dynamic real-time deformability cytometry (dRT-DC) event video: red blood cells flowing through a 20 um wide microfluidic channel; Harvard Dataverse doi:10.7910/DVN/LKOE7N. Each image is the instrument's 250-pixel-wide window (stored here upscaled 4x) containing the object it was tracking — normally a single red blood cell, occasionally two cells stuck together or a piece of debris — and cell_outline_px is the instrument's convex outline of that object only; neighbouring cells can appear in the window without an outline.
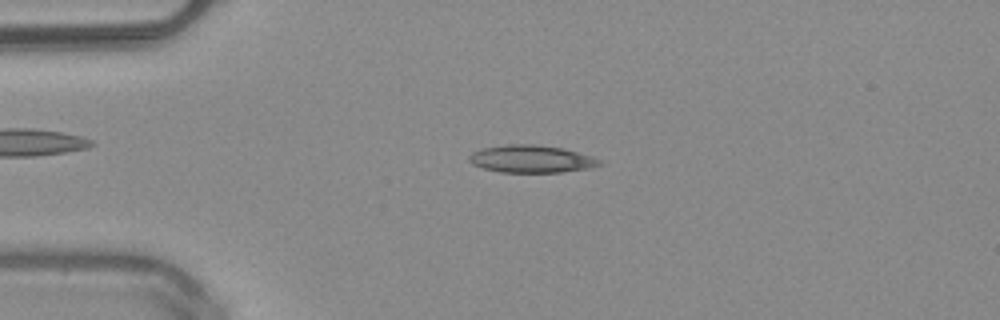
{"species": "common noctule bat (a hibernating species)", "species_latin": "Nyctalus noctula", "temperature_condition": "warm", "stored_images_in_passage": 51, "camera_frame_rate_fps": 3000, "um_per_image_px": 0.085, "animal": {"sex": "male", "body_mass_g": 20.4}, "frame": {"image": 1, "passage_image": 12, "time_ms": 3.667, "image_size_px": [1000, 320], "cell_outline_px": [[604, 164], [588, 168], [560, 172], [500, 172], [484, 168], [472, 164], [468, 160], [468, 156], [472, 152], [484, 148], [508, 144], [536, 144], [560, 148], [592, 156], [600, 160]], "centroid_in_image_um": [45.14, 13.51], "position_along_channel_um": 39.9, "area_um2": 20.69}}
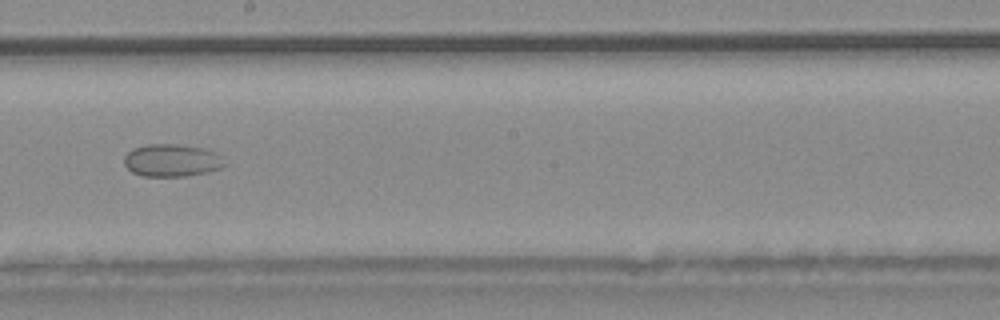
{"frame": {"image": 2, "passage_image": 29, "time_ms": 9.333, "image_size_px": [1000, 320], "cell_outline_px": [[228, 164], [220, 168], [208, 172], [184, 176], [144, 176], [132, 172], [124, 164], [124, 156], [132, 148], [148, 144], [176, 144], [204, 148], [216, 152]], "centroid_in_image_um": [14.61, 13.63], "position_along_channel_um": 233.6, "area_um2": 19.13}}
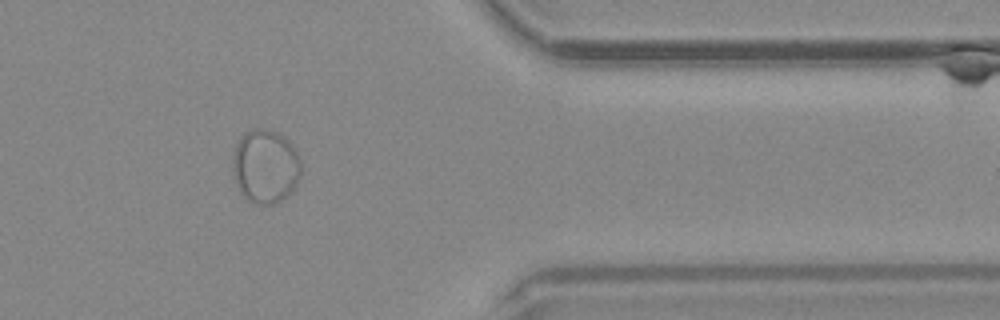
{"frame": {"image": 3, "passage_image": 42, "time_ms": 13.667, "image_size_px": [1000, 320], "cell_outline_px": [[300, 176], [292, 192], [280, 200], [272, 204], [256, 204], [248, 200], [240, 192], [236, 184], [232, 168], [232, 160], [236, 144], [240, 136], [244, 132], [252, 128], [260, 128], [280, 132], [292, 144], [300, 160]], "centroid_in_image_um": [22.54, 14.11], "position_along_channel_um": 388.9, "area_um2": 29.65}}